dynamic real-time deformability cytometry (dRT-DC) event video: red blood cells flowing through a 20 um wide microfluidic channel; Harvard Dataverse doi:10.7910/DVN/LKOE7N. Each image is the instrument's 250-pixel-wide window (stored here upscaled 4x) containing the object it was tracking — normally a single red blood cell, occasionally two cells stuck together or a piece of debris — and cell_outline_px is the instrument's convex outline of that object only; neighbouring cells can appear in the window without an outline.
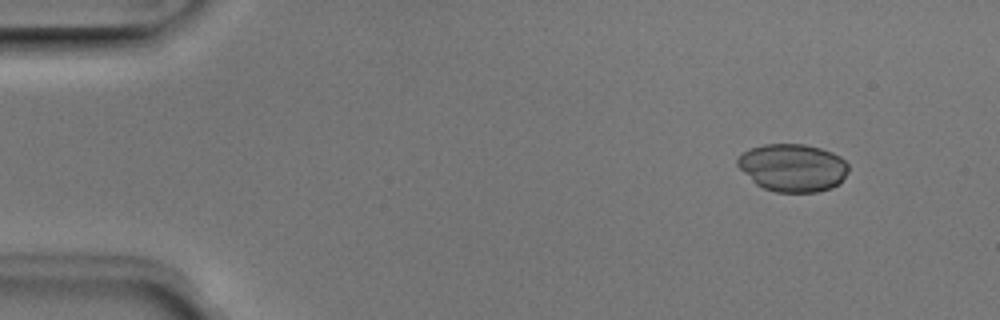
{"species": "Egyptian fruit bat (a non-hibernating species)", "species_latin": "Rousettus aegyptiacus", "temperature_condition": "room temperature", "stored_images_in_passage": 47, "camera_frame_rate_fps": 3000, "um_per_image_px": 0.085, "animal": {"sex": "male"}, "frame": {"image": 1, "passage_image": 2, "time_ms": 0.333, "image_size_px": [1000, 320], "cell_outline_px": [[848, 172], [840, 184], [832, 188], [816, 192], [776, 192], [764, 188], [756, 184], [736, 164], [736, 160], [748, 148], [764, 144], [804, 144], [820, 148], [832, 152], [840, 156], [848, 164]], "centroid_in_image_um": [67.4, 14.25], "position_along_channel_um": 17.6, "area_um2": 30.98}}
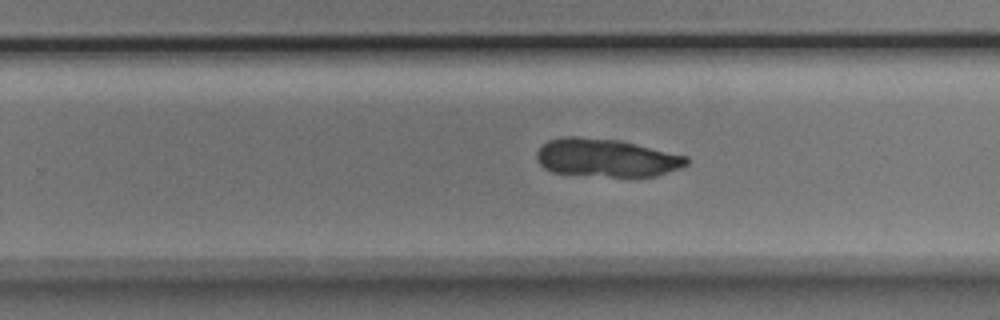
{"frame": {"image": 2, "passage_image": 29, "time_ms": 9.333, "image_size_px": [1000, 320], "cell_outline_px": [[688, 164], [680, 168], [656, 176], [612, 176], [552, 172], [544, 168], [536, 160], [536, 152], [540, 144], [548, 140], [560, 136], [580, 136], [620, 140], [688, 156]], "centroid_in_image_um": [51.5, 13.39], "position_along_channel_um": 278.3, "area_um2": 33.41}}
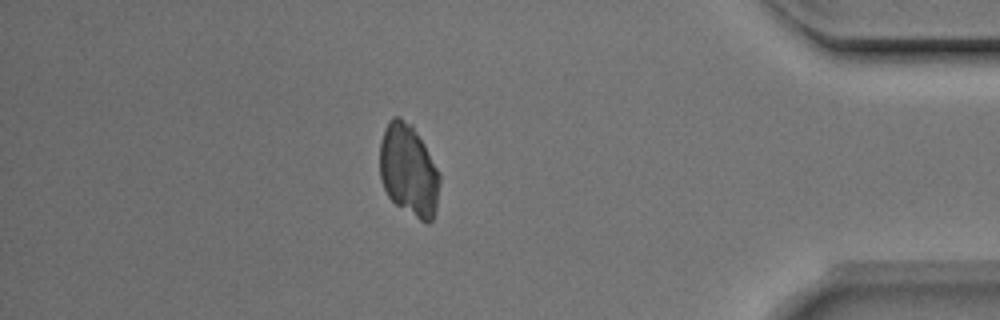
{"frame": {"image": 3, "passage_image": 41, "time_ms": 13.333, "image_size_px": [1000, 320], "cell_outline_px": [[440, 180], [436, 208], [432, 220], [428, 224], [420, 220], [396, 204], [388, 196], [384, 188], [380, 176], [380, 144], [388, 120], [392, 116], [400, 116], [412, 124], [424, 144], [440, 176]], "centroid_in_image_um": [34.72, 14.45], "position_along_channel_um": 400.5, "area_um2": 31.91}}